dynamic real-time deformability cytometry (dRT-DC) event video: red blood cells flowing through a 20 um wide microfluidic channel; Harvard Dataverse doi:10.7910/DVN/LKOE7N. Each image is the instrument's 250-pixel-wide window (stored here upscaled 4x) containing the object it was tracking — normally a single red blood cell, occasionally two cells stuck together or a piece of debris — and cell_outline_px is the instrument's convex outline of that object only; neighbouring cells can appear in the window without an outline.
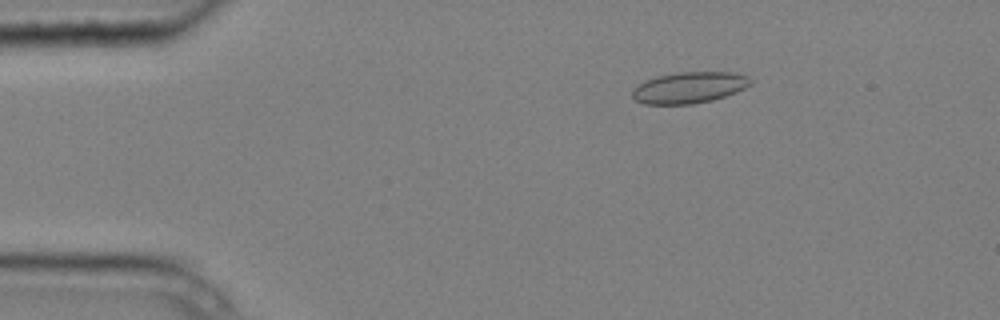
{"species": "common noctule bat (a hibernating species)", "species_latin": "Nyctalus noctula", "temperature_condition": "cold", "stored_images_in_passage": 3, "camera_frame_rate_fps": 3000, "um_per_image_px": 0.085, "animal": {"sex": "male", "body_mass_g": 20.4}, "frame": {"image": 1, "passage_image": 1, "time_ms": 0.0, "image_size_px": [1000, 320], "cell_outline_px": [[752, 84], [736, 92], [712, 100], [692, 104], [644, 104], [636, 100], [632, 96], [632, 92], [636, 84], [644, 80], [656, 76], [680, 72], [732, 72], [748, 76], [752, 80]], "centroid_in_image_um": [58.56, 7.43], "position_along_channel_um": 26.4, "area_um2": 21.62}}